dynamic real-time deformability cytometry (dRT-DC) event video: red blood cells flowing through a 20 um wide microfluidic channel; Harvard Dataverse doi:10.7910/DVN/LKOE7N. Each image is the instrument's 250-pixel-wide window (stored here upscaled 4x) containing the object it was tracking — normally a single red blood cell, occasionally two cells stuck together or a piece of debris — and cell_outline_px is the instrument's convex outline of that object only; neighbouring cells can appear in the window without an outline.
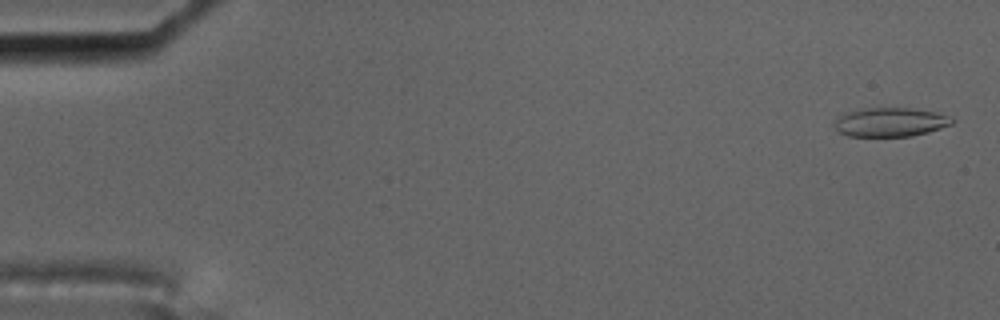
{"species": "common noctule bat (a hibernating species)", "species_latin": "Nyctalus noctula", "temperature_condition": "cold", "stored_images_in_passage": 57, "camera_frame_rate_fps": 3000, "um_per_image_px": 0.085, "animal": {"sex": "male", "body_mass_g": 17.5, "forearm_length_mm": 52.3}, "frame": {"image": 1, "passage_image": 2, "time_ms": 0.333, "image_size_px": [1000, 320], "cell_outline_px": [[956, 120], [952, 124], [928, 132], [912, 136], [848, 136], [836, 132], [832, 124], [844, 112], [864, 108], [912, 108], [936, 112]], "centroid_in_image_um": [75.62, 10.38], "position_along_channel_um": 9.4, "area_um2": 20.0}}
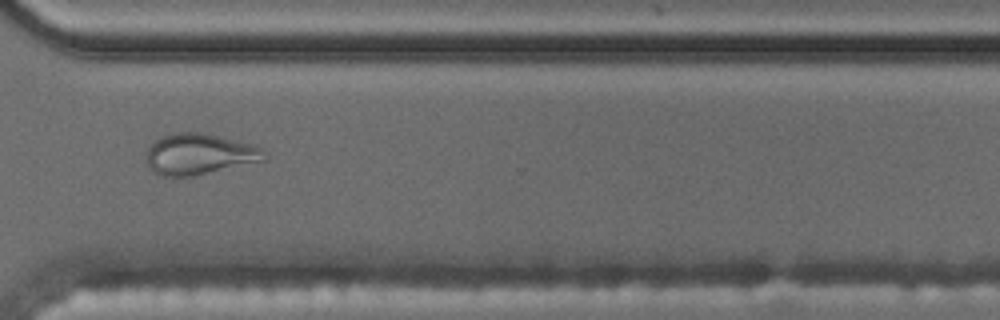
{"frame": {"image": 2, "passage_image": 43, "time_ms": 14.0, "image_size_px": [1000, 320], "cell_outline_px": [[264, 160], [192, 176], [160, 176], [152, 172], [148, 168], [144, 160], [148, 148], [160, 136], [172, 132], [204, 132], [256, 144], [264, 148]], "centroid_in_image_um": [16.89, 13.08], "position_along_channel_um": 353.7, "area_um2": 28.61}}
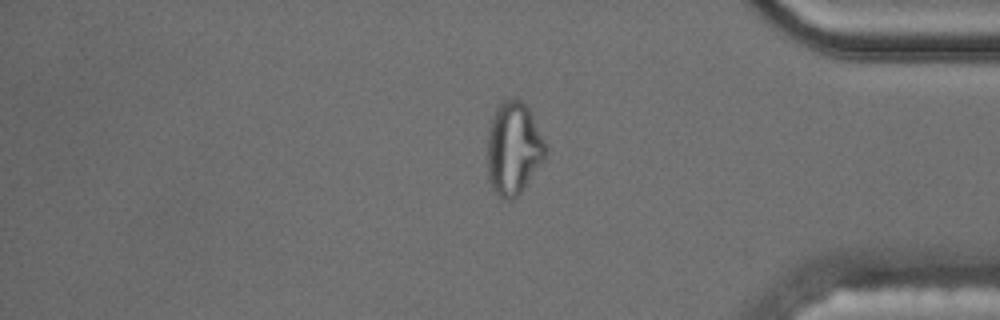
{"frame": {"image": 3, "passage_image": 48, "time_ms": 15.667, "image_size_px": [1000, 320], "cell_outline_px": [[548, 152], [520, 192], [516, 196], [508, 200], [500, 196], [492, 188], [488, 180], [488, 132], [496, 108], [504, 100], [520, 100], [528, 108], [548, 148]], "centroid_in_image_um": [43.64, 12.62], "position_along_channel_um": 391.6, "area_um2": 30.69}, "authors_computed_cell_mechanics": {"area_um2": 20.519, "velocity_mm_per_s": 3.5301, "shape_relaxation_time_tau1_ms": null, "shape_relaxation_time_tau2_ms": 1.4526, "deformation_change_tau1": null, "deformation_change_tau2": 0.0936}}